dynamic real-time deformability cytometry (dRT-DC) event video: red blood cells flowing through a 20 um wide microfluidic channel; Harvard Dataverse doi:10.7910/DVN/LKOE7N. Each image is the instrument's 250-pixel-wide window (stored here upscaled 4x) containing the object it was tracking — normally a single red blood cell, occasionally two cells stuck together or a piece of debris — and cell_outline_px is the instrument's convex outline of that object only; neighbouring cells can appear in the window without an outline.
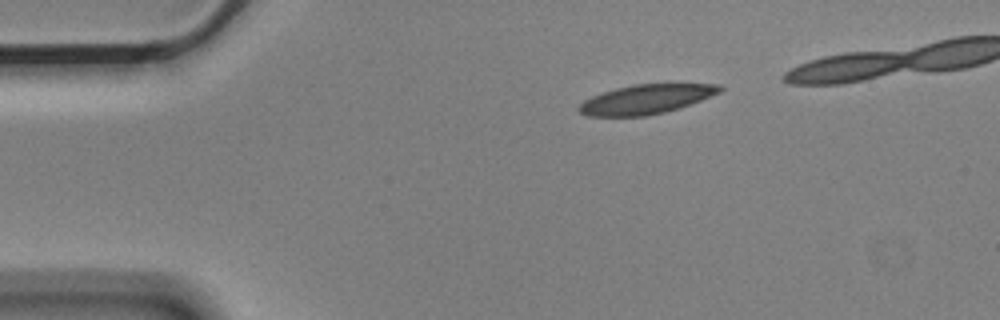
{"species": "Egyptian fruit bat (a non-hibernating species)", "species_latin": "Rousettus aegyptiacus", "temperature_condition": "cold", "stored_images_in_passage": 5, "camera_frame_rate_fps": 3000, "um_per_image_px": 0.085, "animal": {"sex": "male"}, "frame": {"image": 1, "passage_image": 1, "time_ms": 0.0, "image_size_px": [1000, 320], "cell_outline_px": [[724, 88], [720, 92], [680, 108], [664, 112], [644, 116], [588, 116], [580, 112], [576, 108], [584, 100], [592, 96], [616, 88], [632, 84], [720, 84]], "centroid_in_image_um": [54.9, 8.43], "position_along_channel_um": 30.1, "area_um2": 23.93}}
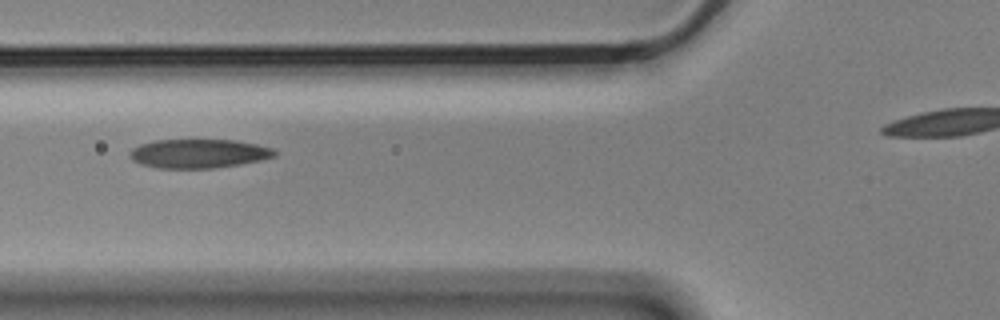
{"frame": {"image": 2, "passage_image": 4, "time_ms": 1.0, "image_size_px": [1000, 320], "cell_outline_px": [[276, 156], [260, 160], [240, 164], [212, 168], [156, 168], [140, 164], [132, 160], [128, 156], [128, 152], [132, 148], [140, 144], [156, 140], [236, 140], [256, 144], [272, 148], [276, 152]], "centroid_in_image_um": [16.84, 13.05], "position_along_channel_um": 109.0, "area_um2": 24.51}}
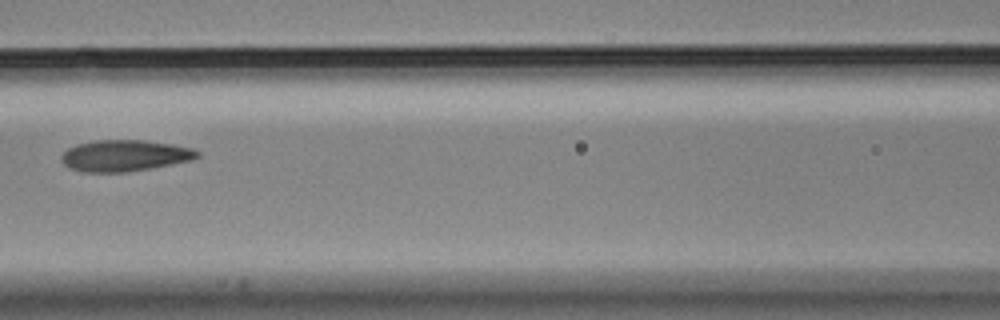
{"frame": {"image": 3, "passage_image": 5, "time_ms": 1.333, "image_size_px": [1000, 320], "cell_outline_px": [[200, 156], [192, 160], [152, 168], [124, 172], [80, 172], [64, 164], [60, 160], [60, 156], [68, 148], [76, 144], [96, 140], [144, 140], [172, 144], [192, 148], [200, 152]], "centroid_in_image_um": [10.6, 13.22], "position_along_channel_um": 156.0, "area_um2": 24.91}}